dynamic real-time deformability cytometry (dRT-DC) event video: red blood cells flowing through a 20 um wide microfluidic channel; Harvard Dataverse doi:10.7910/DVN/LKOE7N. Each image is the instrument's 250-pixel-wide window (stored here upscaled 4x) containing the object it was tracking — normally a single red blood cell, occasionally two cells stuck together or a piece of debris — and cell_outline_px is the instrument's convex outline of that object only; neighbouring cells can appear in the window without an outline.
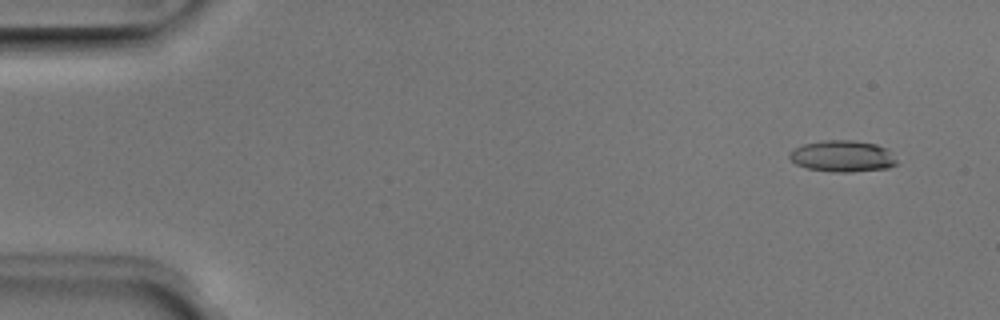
{"species": "Egyptian fruit bat (a non-hibernating species)", "species_latin": "Rousettus aegyptiacus", "temperature_condition": "room temperature", "stored_images_in_passage": 10, "camera_frame_rate_fps": 3000, "um_per_image_px": 0.085, "animal": {"sex": "male"}, "frame": {"image": 1, "passage_image": 4, "time_ms": 1.0, "image_size_px": [1000, 320], "cell_outline_px": [[896, 164], [888, 168], [852, 172], [832, 172], [808, 168], [796, 164], [788, 156], [788, 152], [804, 144], [824, 140], [852, 140], [876, 144], [888, 148], [896, 160]], "centroid_in_image_um": [71.62, 13.27], "position_along_channel_um": 13.4, "area_um2": 19.65}}